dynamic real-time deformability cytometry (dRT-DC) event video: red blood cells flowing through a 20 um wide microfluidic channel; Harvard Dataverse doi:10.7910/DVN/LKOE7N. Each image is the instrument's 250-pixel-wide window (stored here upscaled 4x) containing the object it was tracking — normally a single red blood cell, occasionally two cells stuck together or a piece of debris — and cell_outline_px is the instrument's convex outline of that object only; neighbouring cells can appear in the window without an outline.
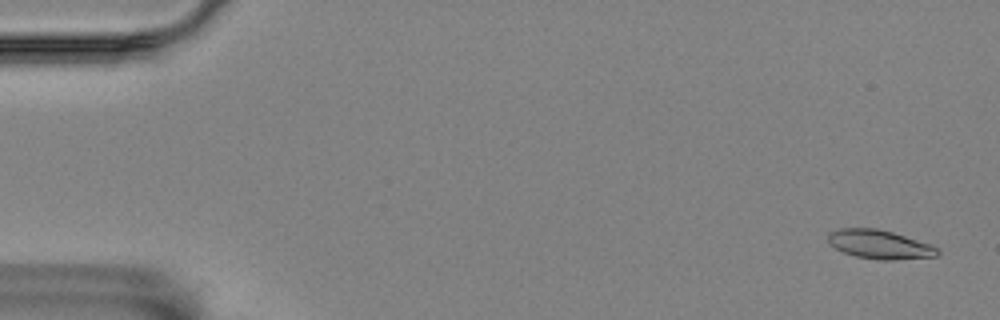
{"species": "Egyptian fruit bat (a non-hibernating species)", "species_latin": "Rousettus aegyptiacus", "temperature_condition": "room temperature", "stored_images_in_passage": 58, "camera_frame_rate_fps": 3000, "um_per_image_px": 0.085, "animal": {"sex": "female"}, "frame": {"image": 1, "passage_image": 3, "time_ms": 0.667, "image_size_px": [1000, 320], "cell_outline_px": [[940, 252], [936, 256], [892, 260], [880, 260], [856, 256], [844, 252], [836, 248], [828, 240], [828, 232], [840, 228], [876, 228], [892, 232], [932, 244]], "centroid_in_image_um": [74.77, 20.77], "position_along_channel_um": 10.2, "area_um2": 18.26}}
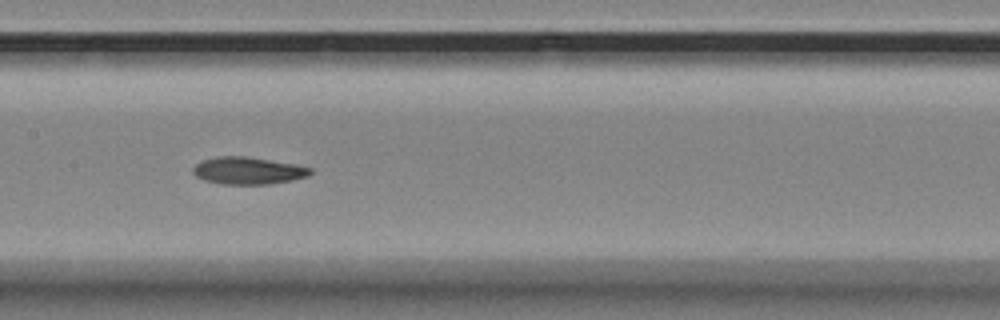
{"frame": {"image": 2, "passage_image": 29, "time_ms": 9.333, "image_size_px": [1000, 320], "cell_outline_px": [[312, 172], [308, 176], [292, 180], [268, 184], [220, 184], [204, 180], [196, 176], [192, 172], [192, 168], [200, 160], [216, 156], [244, 156], [296, 164], [312, 168]], "centroid_in_image_um": [21.05, 14.5], "position_along_channel_um": 186.3, "area_um2": 18.73}}
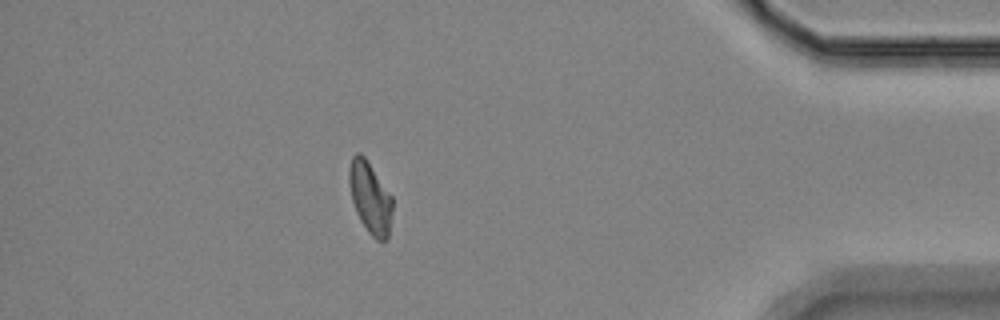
{"frame": {"image": 3, "passage_image": 51, "time_ms": 16.667, "image_size_px": [1000, 320], "cell_outline_px": [[392, 212], [388, 240], [376, 240], [368, 232], [360, 220], [356, 212], [352, 200], [348, 184], [348, 168], [352, 156], [356, 152], [360, 152], [364, 156], [392, 196]], "centroid_in_image_um": [31.44, 16.79], "position_along_channel_um": 403.8, "area_um2": 18.21}, "authors_computed_cell_mechanics": {"area_um2": 18.5538, "velocity_mm_per_s": 3.5234, "shape_relaxation_time_tau1_ms": 5.4687, "shape_relaxation_time_tau2_ms": 6.5255, "deformation_change_tau1": 0.1628, "deformation_change_tau2": 0.1075}}